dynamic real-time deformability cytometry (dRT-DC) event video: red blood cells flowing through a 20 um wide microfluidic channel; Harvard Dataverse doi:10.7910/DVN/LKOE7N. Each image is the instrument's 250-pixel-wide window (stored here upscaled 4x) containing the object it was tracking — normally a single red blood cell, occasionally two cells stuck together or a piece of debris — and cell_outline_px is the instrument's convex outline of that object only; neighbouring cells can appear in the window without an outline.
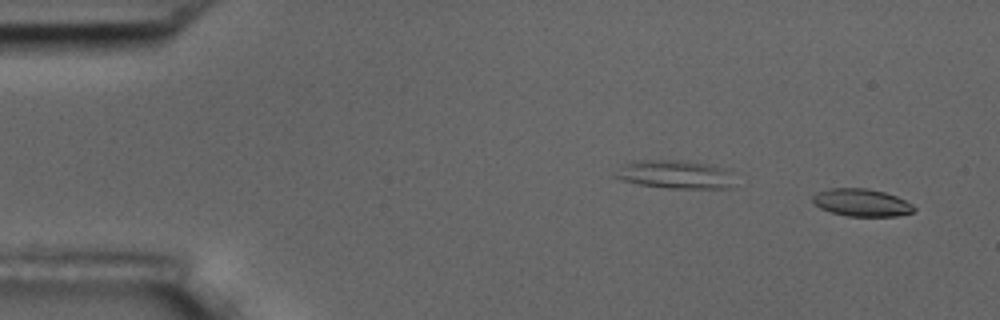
{"species": "common noctule bat (a hibernating species)", "species_latin": "Nyctalus noctula", "temperature_condition": "room temperature", "stored_images_in_passage": 4, "camera_frame_rate_fps": 3000, "um_per_image_px": 0.085, "animal": {"sex": "male", "body_mass_g": 17.5, "forearm_length_mm": 52.3}, "frame": {"image": 1, "passage_image": 1, "time_ms": 0.0, "image_size_px": [1000, 320], "cell_outline_px": [[916, 208], [912, 212], [896, 216], [848, 216], [832, 212], [820, 208], [812, 200], [812, 196], [816, 192], [832, 188], [868, 188], [884, 192], [896, 196], [912, 204]], "centroid_in_image_um": [73.23, 17.21], "position_along_channel_um": 11.8, "area_um2": 16.13}}
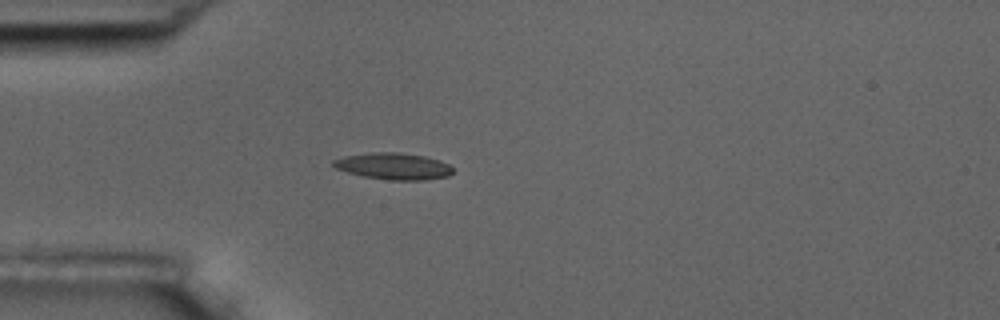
{"frame": {"image": 2, "passage_image": 4, "time_ms": 4.333, "image_size_px": [1000, 320], "cell_outline_px": [[452, 172], [448, 176], [424, 180], [392, 180], [364, 176], [348, 172], [336, 168], [332, 164], [332, 160], [344, 156], [372, 152], [400, 152], [424, 156], [440, 160], [448, 164], [452, 168]], "centroid_in_image_um": [33.45, 14.12], "position_along_channel_um": 51.6, "area_um2": 18.44}}